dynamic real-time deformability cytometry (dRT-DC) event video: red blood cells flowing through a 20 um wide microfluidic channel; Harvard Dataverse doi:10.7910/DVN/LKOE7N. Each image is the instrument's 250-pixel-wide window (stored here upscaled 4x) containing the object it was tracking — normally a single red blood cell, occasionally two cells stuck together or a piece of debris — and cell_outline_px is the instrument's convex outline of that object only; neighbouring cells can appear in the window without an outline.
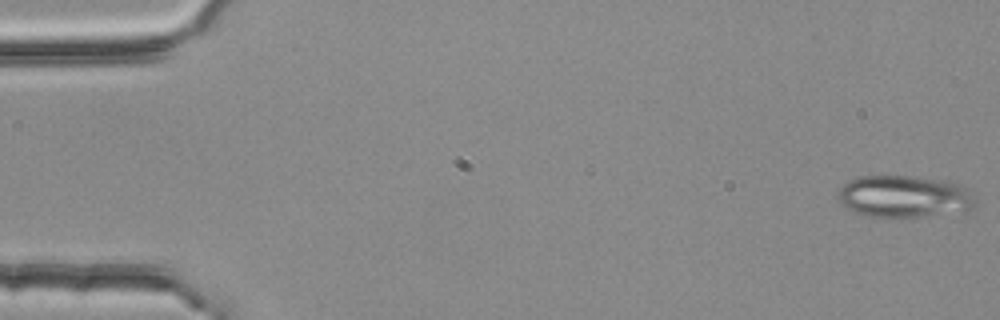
{"species": "common noctule bat (a hibernating species)", "species_latin": "Nyctalus noctula", "temperature_condition": "room temperature", "stored_images_in_passage": 54, "segment_of_instrument_passage": [1, 2], "camera_frame_rate_fps": 3000, "um_per_image_px": 0.085, "animal": {"sex": "female", "body_mass_g": 25.1}, "frame": {"image": 1, "passage_image": 1, "time_ms": 0.0, "image_size_px": [1000, 320], "cell_outline_px": [[976, 208], [964, 212], [924, 216], [864, 216], [848, 208], [836, 196], [836, 192], [848, 180], [860, 176], [912, 176], [940, 180], [960, 184], [968, 188], [976, 196]], "centroid_in_image_um": [76.92, 16.7], "position_along_channel_um": 8.1, "area_um2": 33.87}}